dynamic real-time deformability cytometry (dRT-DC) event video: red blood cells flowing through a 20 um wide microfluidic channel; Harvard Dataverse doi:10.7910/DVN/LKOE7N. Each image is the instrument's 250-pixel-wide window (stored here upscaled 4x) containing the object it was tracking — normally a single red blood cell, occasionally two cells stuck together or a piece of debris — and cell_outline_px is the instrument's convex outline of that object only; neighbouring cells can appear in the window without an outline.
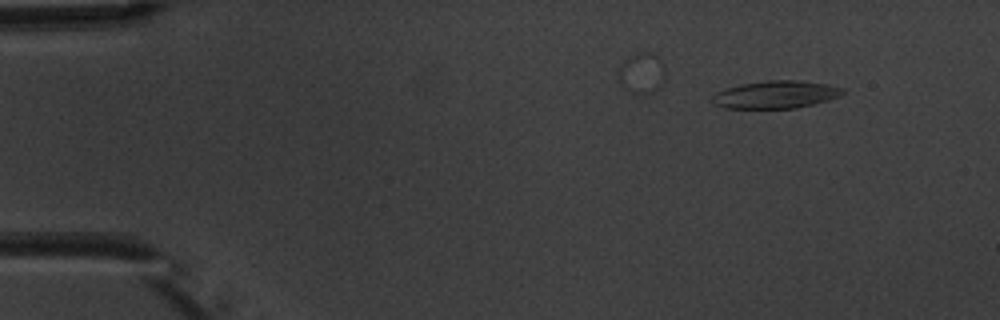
{"species": "common noctule bat (a hibernating species)", "species_latin": "Nyctalus noctula", "temperature_condition": "warm", "stored_images_in_passage": 5, "camera_frame_rate_fps": 3000, "um_per_image_px": 0.085, "animal": {"sex": "male", "body_mass_g": 20.1, "forearm_length_mm": 53.5}, "frame": {"image": 1, "passage_image": 1, "time_ms": 0.0, "image_size_px": [1000, 320], "cell_outline_px": [[844, 92], [840, 96], [828, 100], [796, 108], [724, 108], [712, 104], [712, 96], [716, 92], [740, 84], [768, 80], [800, 80], [824, 84], [844, 88]], "centroid_in_image_um": [65.91, 8.04], "position_along_channel_um": 19.1, "area_um2": 20.92}}
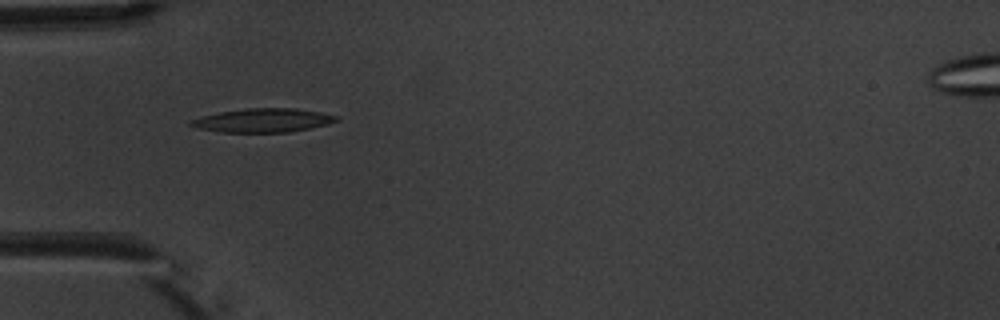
{"frame": {"image": 2, "passage_image": 4, "time_ms": 3.667, "image_size_px": [1000, 320], "cell_outline_px": [[340, 120], [328, 124], [288, 132], [220, 132], [200, 128], [188, 124], [188, 120], [220, 112], [244, 108], [296, 108], [320, 112], [340, 116]], "centroid_in_image_um": [22.39, 10.22], "position_along_channel_um": 62.6, "area_um2": 20.11}}
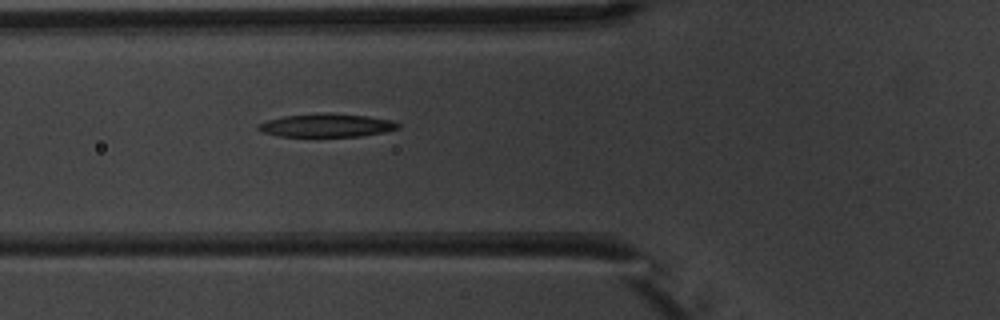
{"frame": {"image": 3, "passage_image": 5, "time_ms": 4.667, "image_size_px": [1000, 320], "cell_outline_px": [[400, 128], [384, 132], [360, 136], [280, 136], [260, 132], [256, 128], [256, 124], [268, 120], [284, 116], [328, 112], [368, 116], [392, 120], [400, 124]], "centroid_in_image_um": [27.75, 10.65], "position_along_channel_um": 98.1, "area_um2": 19.07}}